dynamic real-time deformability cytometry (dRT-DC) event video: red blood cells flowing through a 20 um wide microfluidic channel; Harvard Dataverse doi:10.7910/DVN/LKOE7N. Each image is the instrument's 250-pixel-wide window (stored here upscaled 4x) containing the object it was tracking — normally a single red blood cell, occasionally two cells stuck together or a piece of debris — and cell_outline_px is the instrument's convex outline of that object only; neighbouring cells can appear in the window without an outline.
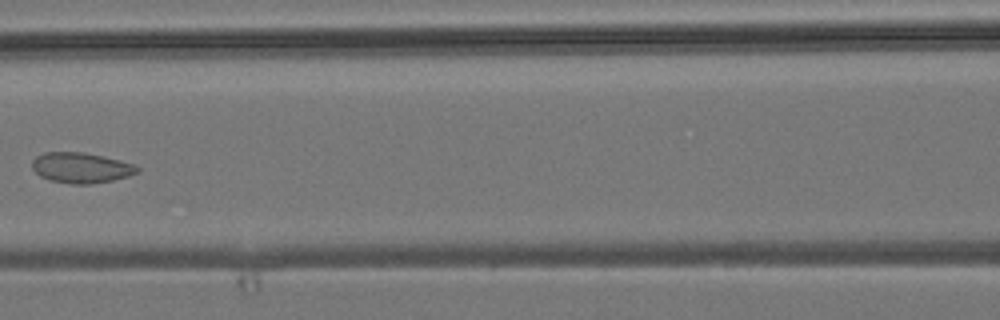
{"species": "common noctule bat (a hibernating species)", "species_latin": "Nyctalus noctula", "temperature_condition": "room temperature", "stored_images_in_passage": 7, "camera_frame_rate_fps": 3000, "um_per_image_px": 0.085, "animal": {"sex": "male", "body_mass_g": 19.2, "forearm_length_mm": 51.8}, "frame": {"image": 1, "passage_image": 7, "time_ms": 7.0, "image_size_px": [1000, 320], "cell_outline_px": [[140, 172], [128, 176], [112, 180], [88, 184], [72, 184], [48, 180], [40, 176], [32, 168], [32, 160], [36, 156], [44, 152], [84, 152], [132, 164], [140, 168]], "centroid_in_image_um": [6.85, 14.26], "position_along_channel_um": 159.8, "area_um2": 18.5}}